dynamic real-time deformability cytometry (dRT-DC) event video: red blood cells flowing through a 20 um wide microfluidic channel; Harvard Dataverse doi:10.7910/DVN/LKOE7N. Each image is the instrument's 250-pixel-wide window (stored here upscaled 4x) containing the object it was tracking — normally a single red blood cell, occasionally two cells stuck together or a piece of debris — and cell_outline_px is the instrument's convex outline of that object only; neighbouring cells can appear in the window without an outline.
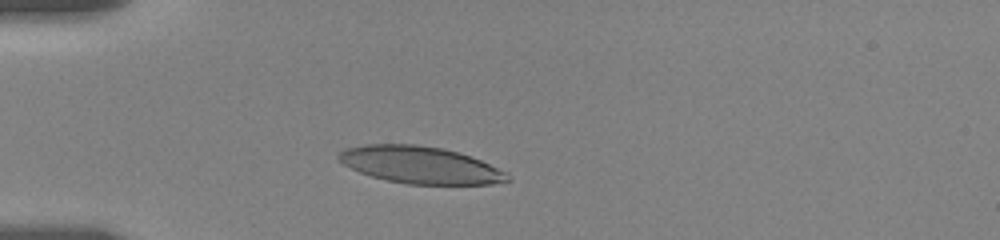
{"species": "human", "species_latin": "Homo sapiens", "temperature_condition": "room temperature", "stored_images_in_passage": 20, "camera_frame_rate_fps": 3000, "um_per_image_px": 0.085, "donor": {"sex": "female"}, "frame": {"image": 1, "passage_image": 3, "time_ms": 2.333, "image_size_px": [1000, 240], "cell_outline_px": [[512, 180], [492, 184], [408, 184], [388, 180], [372, 176], [360, 172], [344, 164], [336, 156], [344, 148], [364, 144], [416, 144], [440, 148], [456, 152], [480, 160], [508, 172]], "centroid_in_image_um": [35.73, 14.02], "position_along_channel_um": 49.3, "area_um2": 36.24}}
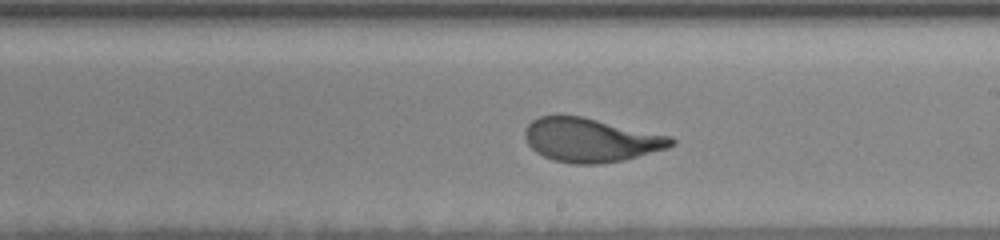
{"frame": {"image": 2, "passage_image": 10, "time_ms": 8.333, "image_size_px": [1000, 240], "cell_outline_px": [[676, 144], [668, 148], [624, 160], [600, 164], [572, 164], [552, 160], [536, 152], [528, 144], [524, 136], [524, 128], [532, 120], [540, 116], [584, 116], [672, 136], [676, 140]], "centroid_in_image_um": [50.24, 11.9], "position_along_channel_um": 238.8, "area_um2": 37.74}}
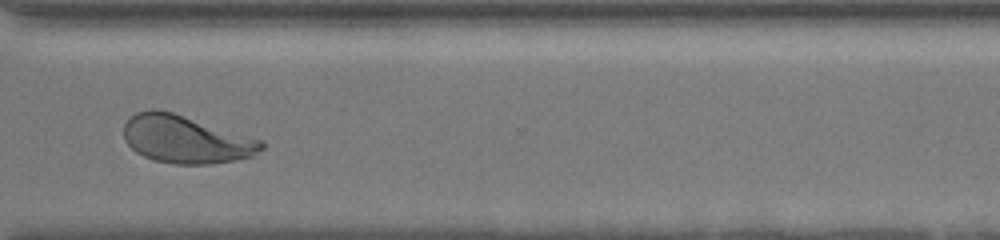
{"frame": {"image": 3, "passage_image": 17, "time_ms": 11.667, "image_size_px": [1000, 240], "cell_outline_px": [[264, 148], [252, 156], [212, 164], [172, 164], [156, 160], [144, 156], [136, 152], [124, 140], [124, 124], [128, 116], [136, 112], [152, 108], [156, 108], [172, 112], [264, 140]], "centroid_in_image_um": [15.78, 11.83], "position_along_channel_um": 354.8, "area_um2": 38.44}, "authors_computed_cell_mechanics": {"area_um2": 37.5122, "velocity_mm_per_s": 3.4695, "shape_relaxation_time_tau1_ms": 3.2457, "shape_relaxation_time_tau2_ms": null, "deformation_change_tau1": 0.1532, "deformation_change_tau2": null}}